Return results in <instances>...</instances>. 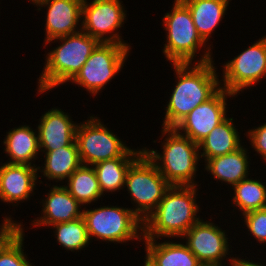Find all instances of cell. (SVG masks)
<instances>
[{
    "mask_svg": "<svg viewBox=\"0 0 266 266\" xmlns=\"http://www.w3.org/2000/svg\"><path fill=\"white\" fill-rule=\"evenodd\" d=\"M214 61L170 64L174 69L173 79L176 80L164 105L162 128H174L195 107L210 99L221 88V73L214 66Z\"/></svg>",
    "mask_w": 266,
    "mask_h": 266,
    "instance_id": "1",
    "label": "cell"
},
{
    "mask_svg": "<svg viewBox=\"0 0 266 266\" xmlns=\"http://www.w3.org/2000/svg\"><path fill=\"white\" fill-rule=\"evenodd\" d=\"M198 187L171 186L143 222V239H178L197 223L202 218Z\"/></svg>",
    "mask_w": 266,
    "mask_h": 266,
    "instance_id": "2",
    "label": "cell"
},
{
    "mask_svg": "<svg viewBox=\"0 0 266 266\" xmlns=\"http://www.w3.org/2000/svg\"><path fill=\"white\" fill-rule=\"evenodd\" d=\"M56 47L51 48L44 54L45 62L39 77L37 78L36 94L47 96L52 90L61 88L60 85H68L88 57L92 54L100 42L84 31H79L67 36L58 37L44 43L45 48L57 43ZM47 53V54H46Z\"/></svg>",
    "mask_w": 266,
    "mask_h": 266,
    "instance_id": "3",
    "label": "cell"
},
{
    "mask_svg": "<svg viewBox=\"0 0 266 266\" xmlns=\"http://www.w3.org/2000/svg\"><path fill=\"white\" fill-rule=\"evenodd\" d=\"M159 139L161 150L143 146L145 155L156 165L171 186H200V152L198 144L178 133L174 128H161ZM164 138V139H163ZM163 140V141H160ZM161 151V152H160Z\"/></svg>",
    "mask_w": 266,
    "mask_h": 266,
    "instance_id": "4",
    "label": "cell"
},
{
    "mask_svg": "<svg viewBox=\"0 0 266 266\" xmlns=\"http://www.w3.org/2000/svg\"><path fill=\"white\" fill-rule=\"evenodd\" d=\"M172 3L171 10L161 17V26L166 33L164 47L161 51L167 62L186 64L207 63L215 60L212 51L214 48L210 47L199 35L189 9L180 0H174Z\"/></svg>",
    "mask_w": 266,
    "mask_h": 266,
    "instance_id": "5",
    "label": "cell"
},
{
    "mask_svg": "<svg viewBox=\"0 0 266 266\" xmlns=\"http://www.w3.org/2000/svg\"><path fill=\"white\" fill-rule=\"evenodd\" d=\"M89 207V209H88ZM90 242L99 241L129 245V242L142 244L143 221L130 207L103 205L83 207L82 215Z\"/></svg>",
    "mask_w": 266,
    "mask_h": 266,
    "instance_id": "6",
    "label": "cell"
},
{
    "mask_svg": "<svg viewBox=\"0 0 266 266\" xmlns=\"http://www.w3.org/2000/svg\"><path fill=\"white\" fill-rule=\"evenodd\" d=\"M171 185L143 152L128 168L124 189L133 205L131 210L144 222Z\"/></svg>",
    "mask_w": 266,
    "mask_h": 266,
    "instance_id": "7",
    "label": "cell"
},
{
    "mask_svg": "<svg viewBox=\"0 0 266 266\" xmlns=\"http://www.w3.org/2000/svg\"><path fill=\"white\" fill-rule=\"evenodd\" d=\"M131 51L126 45L100 43L68 84L82 87L90 97L101 95L105 86L123 72Z\"/></svg>",
    "mask_w": 266,
    "mask_h": 266,
    "instance_id": "8",
    "label": "cell"
},
{
    "mask_svg": "<svg viewBox=\"0 0 266 266\" xmlns=\"http://www.w3.org/2000/svg\"><path fill=\"white\" fill-rule=\"evenodd\" d=\"M220 69H223L220 75L221 88L236 96L256 87L259 82L261 84L266 79V35L225 61Z\"/></svg>",
    "mask_w": 266,
    "mask_h": 266,
    "instance_id": "9",
    "label": "cell"
},
{
    "mask_svg": "<svg viewBox=\"0 0 266 266\" xmlns=\"http://www.w3.org/2000/svg\"><path fill=\"white\" fill-rule=\"evenodd\" d=\"M115 133L95 114L78 123L75 141L82 165L93 166L123 156L131 147Z\"/></svg>",
    "mask_w": 266,
    "mask_h": 266,
    "instance_id": "10",
    "label": "cell"
},
{
    "mask_svg": "<svg viewBox=\"0 0 266 266\" xmlns=\"http://www.w3.org/2000/svg\"><path fill=\"white\" fill-rule=\"evenodd\" d=\"M127 12L122 0H83L82 31L100 43H118L133 49L120 31L127 21Z\"/></svg>",
    "mask_w": 266,
    "mask_h": 266,
    "instance_id": "11",
    "label": "cell"
},
{
    "mask_svg": "<svg viewBox=\"0 0 266 266\" xmlns=\"http://www.w3.org/2000/svg\"><path fill=\"white\" fill-rule=\"evenodd\" d=\"M209 219L202 217L190 227L181 240L200 263L226 264V261L230 263L237 254H232L234 247L230 244L232 239L227 232L229 230L228 228L224 230L225 228H221L222 226L216 224L215 220L212 221L215 219L212 215Z\"/></svg>",
    "mask_w": 266,
    "mask_h": 266,
    "instance_id": "12",
    "label": "cell"
},
{
    "mask_svg": "<svg viewBox=\"0 0 266 266\" xmlns=\"http://www.w3.org/2000/svg\"><path fill=\"white\" fill-rule=\"evenodd\" d=\"M235 94L220 88L210 99L195 107L174 129L195 143L204 139L213 128L223 122L229 114V100L237 98Z\"/></svg>",
    "mask_w": 266,
    "mask_h": 266,
    "instance_id": "13",
    "label": "cell"
},
{
    "mask_svg": "<svg viewBox=\"0 0 266 266\" xmlns=\"http://www.w3.org/2000/svg\"><path fill=\"white\" fill-rule=\"evenodd\" d=\"M45 187H49L48 192L43 195V199H40V214L31 219L30 227L27 229H33V227L39 229L42 227H48L57 224L64 223L83 215L82 206L68 191V189L62 184H46ZM42 212V213H41Z\"/></svg>",
    "mask_w": 266,
    "mask_h": 266,
    "instance_id": "14",
    "label": "cell"
},
{
    "mask_svg": "<svg viewBox=\"0 0 266 266\" xmlns=\"http://www.w3.org/2000/svg\"><path fill=\"white\" fill-rule=\"evenodd\" d=\"M37 167L25 164L0 162V201L4 204L21 206L33 200L38 186ZM20 204V205H19Z\"/></svg>",
    "mask_w": 266,
    "mask_h": 266,
    "instance_id": "15",
    "label": "cell"
},
{
    "mask_svg": "<svg viewBox=\"0 0 266 266\" xmlns=\"http://www.w3.org/2000/svg\"><path fill=\"white\" fill-rule=\"evenodd\" d=\"M82 3L83 0H45L36 6L39 12L46 9L43 44L82 30Z\"/></svg>",
    "mask_w": 266,
    "mask_h": 266,
    "instance_id": "16",
    "label": "cell"
},
{
    "mask_svg": "<svg viewBox=\"0 0 266 266\" xmlns=\"http://www.w3.org/2000/svg\"><path fill=\"white\" fill-rule=\"evenodd\" d=\"M65 111V112H64ZM78 122L60 107L48 109L35 125L38 132L40 151H54L71 145L75 141Z\"/></svg>",
    "mask_w": 266,
    "mask_h": 266,
    "instance_id": "17",
    "label": "cell"
},
{
    "mask_svg": "<svg viewBox=\"0 0 266 266\" xmlns=\"http://www.w3.org/2000/svg\"><path fill=\"white\" fill-rule=\"evenodd\" d=\"M248 146L243 144L234 152L208 159L203 165V171L210 174V178L232 188L234 185L249 177L252 156L249 157ZM212 176V177H211Z\"/></svg>",
    "mask_w": 266,
    "mask_h": 266,
    "instance_id": "18",
    "label": "cell"
},
{
    "mask_svg": "<svg viewBox=\"0 0 266 266\" xmlns=\"http://www.w3.org/2000/svg\"><path fill=\"white\" fill-rule=\"evenodd\" d=\"M41 160L44 162L37 166L38 181L41 185L44 184L42 180H48L45 184H64L72 173L77 170L81 165V159L78 151L76 141L66 147H61L54 151H40ZM44 157V158H42ZM41 174V176H40ZM55 182V183H54Z\"/></svg>",
    "mask_w": 266,
    "mask_h": 266,
    "instance_id": "19",
    "label": "cell"
},
{
    "mask_svg": "<svg viewBox=\"0 0 266 266\" xmlns=\"http://www.w3.org/2000/svg\"><path fill=\"white\" fill-rule=\"evenodd\" d=\"M23 122L6 132L3 141V153L9 164H25L37 167L36 160L41 156L37 128ZM39 156V157H38Z\"/></svg>",
    "mask_w": 266,
    "mask_h": 266,
    "instance_id": "20",
    "label": "cell"
},
{
    "mask_svg": "<svg viewBox=\"0 0 266 266\" xmlns=\"http://www.w3.org/2000/svg\"><path fill=\"white\" fill-rule=\"evenodd\" d=\"M160 240H163V242ZM144 261L149 266H199L197 257L181 241L172 239H143Z\"/></svg>",
    "mask_w": 266,
    "mask_h": 266,
    "instance_id": "21",
    "label": "cell"
},
{
    "mask_svg": "<svg viewBox=\"0 0 266 266\" xmlns=\"http://www.w3.org/2000/svg\"><path fill=\"white\" fill-rule=\"evenodd\" d=\"M190 11L194 25L201 38L213 48V33L218 28L232 0H180ZM210 42V43H209Z\"/></svg>",
    "mask_w": 266,
    "mask_h": 266,
    "instance_id": "22",
    "label": "cell"
},
{
    "mask_svg": "<svg viewBox=\"0 0 266 266\" xmlns=\"http://www.w3.org/2000/svg\"><path fill=\"white\" fill-rule=\"evenodd\" d=\"M236 120L228 116L198 143L201 165L210 158L234 152L244 144L241 131H238V126L235 124Z\"/></svg>",
    "mask_w": 266,
    "mask_h": 266,
    "instance_id": "23",
    "label": "cell"
},
{
    "mask_svg": "<svg viewBox=\"0 0 266 266\" xmlns=\"http://www.w3.org/2000/svg\"><path fill=\"white\" fill-rule=\"evenodd\" d=\"M143 146L130 148L123 156L105 160L93 165L100 189L106 197L108 194L126 192L125 177L130 165L143 153Z\"/></svg>",
    "mask_w": 266,
    "mask_h": 266,
    "instance_id": "24",
    "label": "cell"
},
{
    "mask_svg": "<svg viewBox=\"0 0 266 266\" xmlns=\"http://www.w3.org/2000/svg\"><path fill=\"white\" fill-rule=\"evenodd\" d=\"M252 175L234 185L231 189L229 204L233 207V213L236 216V210L240 213L239 218L245 213L266 208V182L262 181V177L255 179ZM238 208V209H237Z\"/></svg>",
    "mask_w": 266,
    "mask_h": 266,
    "instance_id": "25",
    "label": "cell"
},
{
    "mask_svg": "<svg viewBox=\"0 0 266 266\" xmlns=\"http://www.w3.org/2000/svg\"><path fill=\"white\" fill-rule=\"evenodd\" d=\"M63 185L82 206L94 205L105 197L93 166L81 165Z\"/></svg>",
    "mask_w": 266,
    "mask_h": 266,
    "instance_id": "26",
    "label": "cell"
},
{
    "mask_svg": "<svg viewBox=\"0 0 266 266\" xmlns=\"http://www.w3.org/2000/svg\"><path fill=\"white\" fill-rule=\"evenodd\" d=\"M54 232L56 243L62 246V250L77 252L86 250L91 243L88 237L86 223L83 217L50 226Z\"/></svg>",
    "mask_w": 266,
    "mask_h": 266,
    "instance_id": "27",
    "label": "cell"
},
{
    "mask_svg": "<svg viewBox=\"0 0 266 266\" xmlns=\"http://www.w3.org/2000/svg\"><path fill=\"white\" fill-rule=\"evenodd\" d=\"M25 227L0 249V266H35L24 252Z\"/></svg>",
    "mask_w": 266,
    "mask_h": 266,
    "instance_id": "28",
    "label": "cell"
},
{
    "mask_svg": "<svg viewBox=\"0 0 266 266\" xmlns=\"http://www.w3.org/2000/svg\"><path fill=\"white\" fill-rule=\"evenodd\" d=\"M243 216V217H242ZM241 216L244 232L254 239L259 245L266 246V208L254 210Z\"/></svg>",
    "mask_w": 266,
    "mask_h": 266,
    "instance_id": "29",
    "label": "cell"
},
{
    "mask_svg": "<svg viewBox=\"0 0 266 266\" xmlns=\"http://www.w3.org/2000/svg\"><path fill=\"white\" fill-rule=\"evenodd\" d=\"M260 124L259 126L257 124V127H250L247 131L244 129L245 133L243 134L248 141H245L246 145L247 143L251 145H249V150L252 149L253 152H256L254 156L259 155L260 161L262 160L263 164L266 165V122Z\"/></svg>",
    "mask_w": 266,
    "mask_h": 266,
    "instance_id": "30",
    "label": "cell"
},
{
    "mask_svg": "<svg viewBox=\"0 0 266 266\" xmlns=\"http://www.w3.org/2000/svg\"><path fill=\"white\" fill-rule=\"evenodd\" d=\"M3 215L0 221V249L21 230V225L25 226L22 221L14 220L12 215Z\"/></svg>",
    "mask_w": 266,
    "mask_h": 266,
    "instance_id": "31",
    "label": "cell"
},
{
    "mask_svg": "<svg viewBox=\"0 0 266 266\" xmlns=\"http://www.w3.org/2000/svg\"><path fill=\"white\" fill-rule=\"evenodd\" d=\"M240 255L241 254L234 257L230 262V266H266V262L264 263L261 258L257 262V260H252V257L250 258L251 260L248 257L246 258V256L244 259L240 257ZM260 261H262V263Z\"/></svg>",
    "mask_w": 266,
    "mask_h": 266,
    "instance_id": "32",
    "label": "cell"
},
{
    "mask_svg": "<svg viewBox=\"0 0 266 266\" xmlns=\"http://www.w3.org/2000/svg\"><path fill=\"white\" fill-rule=\"evenodd\" d=\"M199 266H230V263H226V264H209V263H201Z\"/></svg>",
    "mask_w": 266,
    "mask_h": 266,
    "instance_id": "33",
    "label": "cell"
},
{
    "mask_svg": "<svg viewBox=\"0 0 266 266\" xmlns=\"http://www.w3.org/2000/svg\"><path fill=\"white\" fill-rule=\"evenodd\" d=\"M28 2H30V5L33 4V7L37 6L39 3L45 1V0H27Z\"/></svg>",
    "mask_w": 266,
    "mask_h": 266,
    "instance_id": "34",
    "label": "cell"
},
{
    "mask_svg": "<svg viewBox=\"0 0 266 266\" xmlns=\"http://www.w3.org/2000/svg\"><path fill=\"white\" fill-rule=\"evenodd\" d=\"M142 266H149L145 261L141 264Z\"/></svg>",
    "mask_w": 266,
    "mask_h": 266,
    "instance_id": "35",
    "label": "cell"
}]
</instances>
